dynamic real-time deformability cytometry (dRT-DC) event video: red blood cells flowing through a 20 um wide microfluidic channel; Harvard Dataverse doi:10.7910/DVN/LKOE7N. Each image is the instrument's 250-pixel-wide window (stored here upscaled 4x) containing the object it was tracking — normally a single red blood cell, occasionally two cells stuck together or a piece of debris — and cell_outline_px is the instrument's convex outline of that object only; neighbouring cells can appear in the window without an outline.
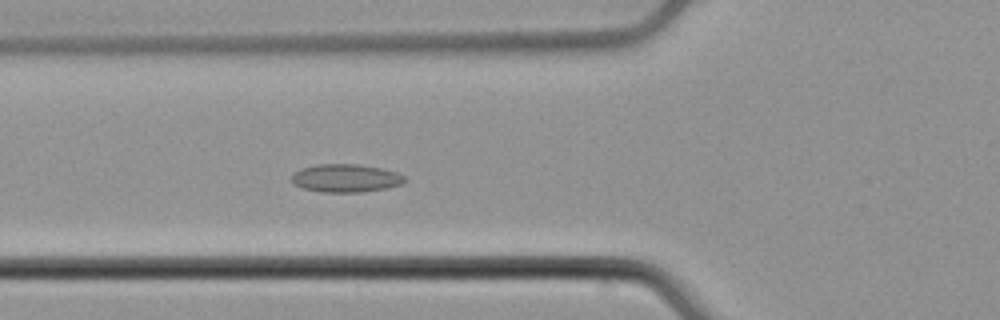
{"species": "common noctule bat (a hibernating species)", "species_latin": "Nyctalus noctula", "temperature_condition": "cold", "stored_images_in_passage": 6, "camera_frame_rate_fps": 3000, "um_per_image_px": 0.085, "animal": {"sex": "male", "body_mass_g": 21.5, "forearm_length_mm": 52.0}, "frame": {"image": 1, "passage_image": 5, "time_ms": 1.333, "image_size_px": [1000, 320], "cell_outline_px": [[404, 184], [388, 188], [360, 192], [320, 192], [304, 188], [292, 184], [292, 176], [300, 168], [316, 164], [360, 164], [380, 168], [396, 172], [404, 176]], "centroid_in_image_um": [29.38, 15.14], "position_along_channel_um": 96.4, "area_um2": 18.55}}